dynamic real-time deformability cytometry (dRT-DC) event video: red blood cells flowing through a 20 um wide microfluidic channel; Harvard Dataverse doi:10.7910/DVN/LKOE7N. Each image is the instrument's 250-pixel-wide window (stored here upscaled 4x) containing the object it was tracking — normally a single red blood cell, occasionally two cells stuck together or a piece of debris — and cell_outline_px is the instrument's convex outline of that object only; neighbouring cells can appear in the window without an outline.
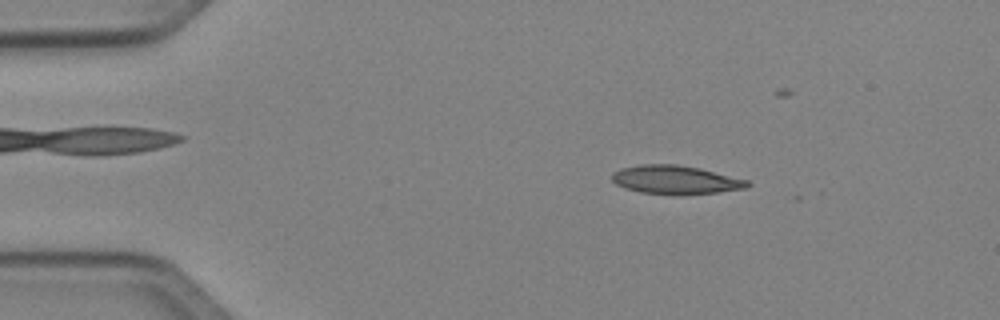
{"species": "Egyptian fruit bat (a non-hibernating species)", "species_latin": "Rousettus aegyptiacus", "temperature_condition": "cold", "stored_images_in_passage": 6, "camera_frame_rate_fps": 3000, "um_per_image_px": 0.085, "animal": {"sex": "female"}, "frame": {"image": 1, "passage_image": 1, "time_ms": 0.0, "image_size_px": [1000, 320], "cell_outline_px": [[752, 184], [744, 188], [720, 192], [680, 196], [676, 196], [640, 192], [624, 188], [616, 184], [612, 180], [612, 172], [620, 168], [640, 164], [676, 164], [700, 168], [748, 180]], "centroid_in_image_um": [57.4, 15.3], "position_along_channel_um": 27.6, "area_um2": 23.0}}